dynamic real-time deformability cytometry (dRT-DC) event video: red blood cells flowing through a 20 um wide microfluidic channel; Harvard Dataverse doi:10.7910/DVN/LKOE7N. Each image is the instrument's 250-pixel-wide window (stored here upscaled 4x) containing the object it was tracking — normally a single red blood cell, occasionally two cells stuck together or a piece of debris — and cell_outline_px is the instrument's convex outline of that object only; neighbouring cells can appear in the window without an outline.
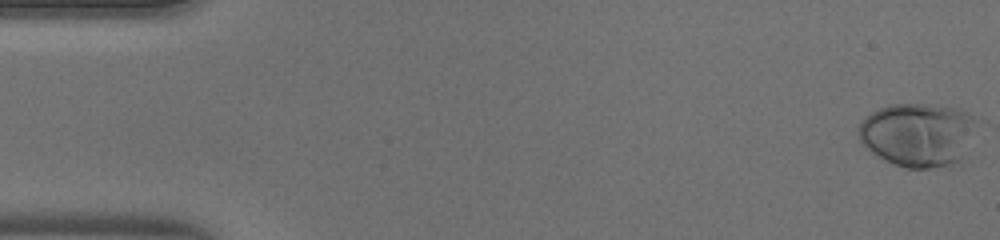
{"species": "human", "species_latin": "Homo sapiens", "temperature_condition": "warm", "stored_images_in_passage": 47, "camera_frame_rate_fps": 3000, "um_per_image_px": 0.085, "donor": {"sex": "male"}, "frame": {"image": 1, "passage_image": 1, "time_ms": 0.0, "image_size_px": [1000, 240], "cell_outline_px": [[972, 120], [960, 164], [928, 168], [908, 168], [884, 160], [876, 156], [864, 148], [860, 144], [856, 132], [856, 128], [864, 116], [880, 108], [892, 104], [928, 104], [960, 108], [972, 116]], "centroid_in_image_um": [77.87, 11.44], "position_along_channel_um": 7.1, "area_um2": 43.47}}
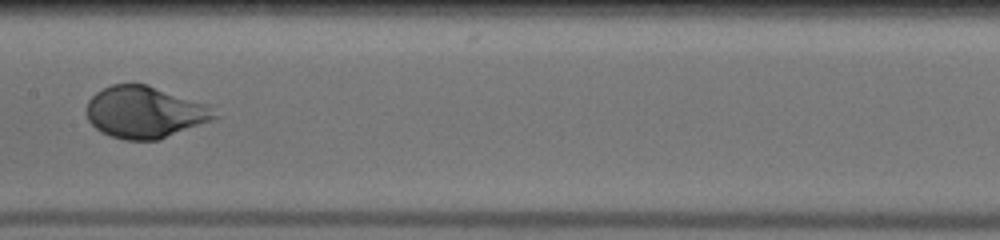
{"frame": {"image": 2, "passage_image": 24, "time_ms": 7.667, "image_size_px": [1000, 240], "cell_outline_px": [[220, 116], [212, 120], [160, 140], [124, 140], [100, 132], [88, 120], [84, 112], [88, 100], [96, 92], [112, 84], [148, 84], [208, 104]], "centroid_in_image_um": [12.3, 9.54], "position_along_channel_um": 195.1, "area_um2": 39.02}}
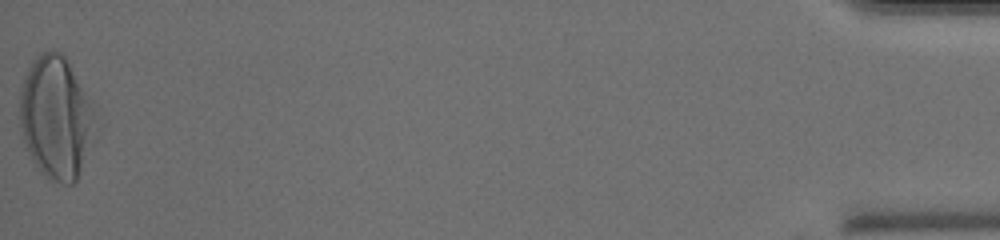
{"frame": {"image": 3, "passage_image": 47, "time_ms": 15.333, "image_size_px": [1000, 240], "cell_outline_px": [[104, 124], [76, 180], [72, 184], [60, 184], [48, 180], [40, 172], [32, 160], [24, 140], [20, 124], [20, 88], [24, 76], [32, 60], [40, 52], [48, 48], [60, 52], [64, 56]], "centroid_in_image_um": [4.84, 10.03], "position_along_channel_um": 430.4, "area_um2": 55.66}}